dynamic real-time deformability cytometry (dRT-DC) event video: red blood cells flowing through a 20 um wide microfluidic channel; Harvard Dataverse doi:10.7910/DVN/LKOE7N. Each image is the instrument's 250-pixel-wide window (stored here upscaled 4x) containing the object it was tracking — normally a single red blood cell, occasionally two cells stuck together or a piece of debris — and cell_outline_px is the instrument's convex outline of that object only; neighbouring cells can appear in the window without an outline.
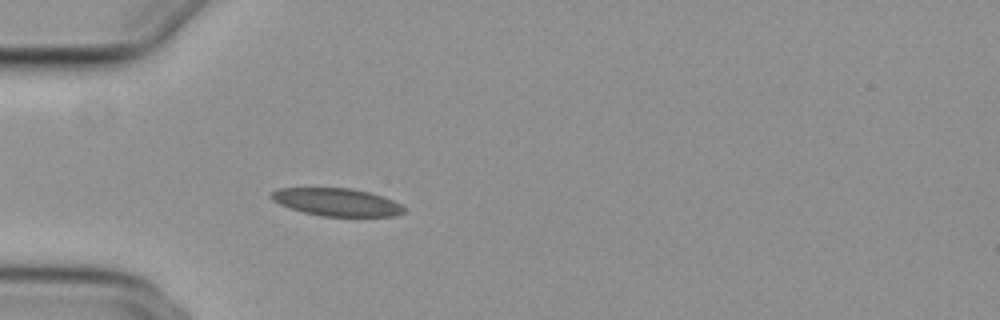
{"species": "common noctule bat (a hibernating species)", "species_latin": "Nyctalus noctula", "temperature_condition": "cold", "stored_images_in_passage": 40, "camera_frame_rate_fps": 3000, "um_per_image_px": 0.085, "animal": {"sex": "female", "body_mass_g": 29.2, "forearm_length_mm": 56.3}, "frame": {"image": 1, "passage_image": 1, "time_ms": 0.0, "image_size_px": [1000, 320], "cell_outline_px": [[404, 212], [396, 216], [320, 216], [304, 212], [280, 204], [272, 200], [268, 196], [272, 192], [280, 188], [352, 188], [368, 192], [392, 200], [400, 204], [404, 208]], "centroid_in_image_um": [28.6, 17.18], "position_along_channel_um": 56.4, "area_um2": 21.21}}
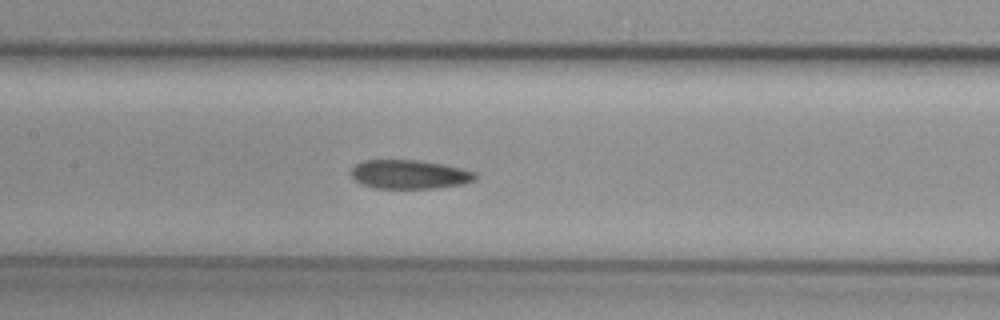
{"frame": {"image": 2, "passage_image": 11, "time_ms": 3.333, "image_size_px": [1000, 320], "cell_outline_px": [[476, 180], [464, 184], [432, 188], [372, 188], [360, 184], [352, 176], [352, 168], [356, 164], [364, 160], [420, 160], [444, 164], [464, 168], [476, 172]], "centroid_in_image_um": [34.84, 14.82], "position_along_channel_um": 172.6, "area_um2": 21.1}}
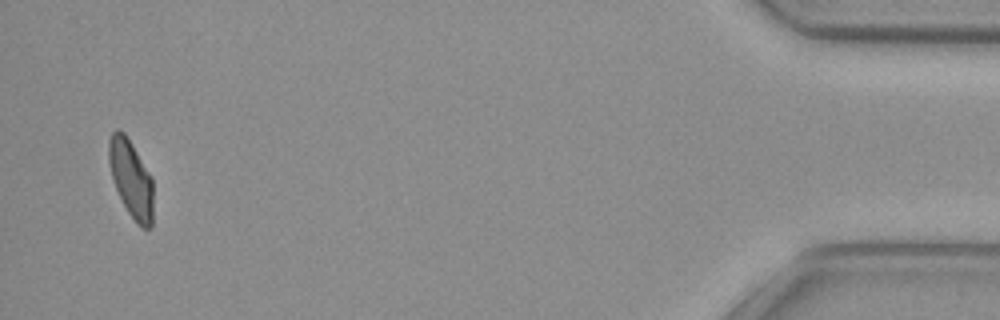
{"frame": {"image": 3, "passage_image": 38, "time_ms": 12.333, "image_size_px": [1000, 320], "cell_outline_px": [[152, 224], [148, 228], [140, 228], [136, 224], [128, 212], [116, 188], [112, 176], [108, 160], [108, 140], [112, 132], [116, 128], [124, 132], [132, 144], [152, 176]], "centroid_in_image_um": [11.13, 15.17], "position_along_channel_um": 424.1, "area_um2": 20.0}, "authors_computed_cell_mechanics": {"area_um2": 21.2126, "velocity_mm_per_s": 3.7243, "shape_relaxation_time_tau1_ms": null, "shape_relaxation_time_tau2_ms": 4.5632, "deformation_change_tau1": null, "deformation_change_tau2": 0.093}}